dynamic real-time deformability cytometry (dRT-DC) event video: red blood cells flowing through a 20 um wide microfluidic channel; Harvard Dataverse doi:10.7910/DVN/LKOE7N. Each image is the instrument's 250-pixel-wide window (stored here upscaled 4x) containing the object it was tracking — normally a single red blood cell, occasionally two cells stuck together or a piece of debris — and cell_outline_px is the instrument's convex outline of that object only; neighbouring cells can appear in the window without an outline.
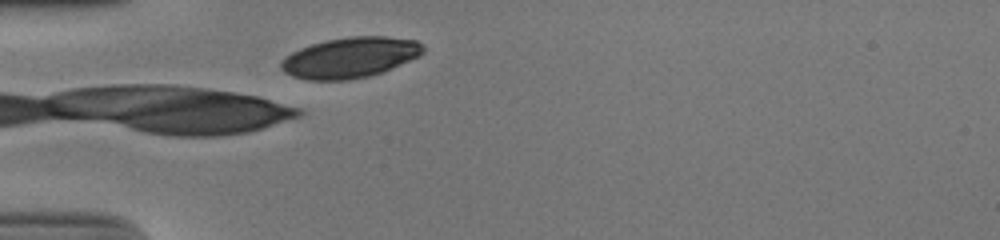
{"species": "human", "species_latin": "Homo sapiens", "temperature_condition": "cold", "stored_images_in_passage": 11, "camera_frame_rate_fps": 3000, "um_per_image_px": 0.085, "donor": {"sex": "male"}, "frame": {"image": 1, "passage_image": 2, "time_ms": 0.333, "image_size_px": [1000, 240], "cell_outline_px": [[424, 52], [420, 56], [384, 72], [368, 76], [348, 80], [308, 80], [292, 76], [284, 72], [280, 68], [280, 60], [284, 56], [300, 48], [324, 40], [348, 36], [384, 36], [416, 40], [424, 44]], "centroid_in_image_um": [29.76, 4.89], "position_along_channel_um": 55.2, "area_um2": 33.99}}